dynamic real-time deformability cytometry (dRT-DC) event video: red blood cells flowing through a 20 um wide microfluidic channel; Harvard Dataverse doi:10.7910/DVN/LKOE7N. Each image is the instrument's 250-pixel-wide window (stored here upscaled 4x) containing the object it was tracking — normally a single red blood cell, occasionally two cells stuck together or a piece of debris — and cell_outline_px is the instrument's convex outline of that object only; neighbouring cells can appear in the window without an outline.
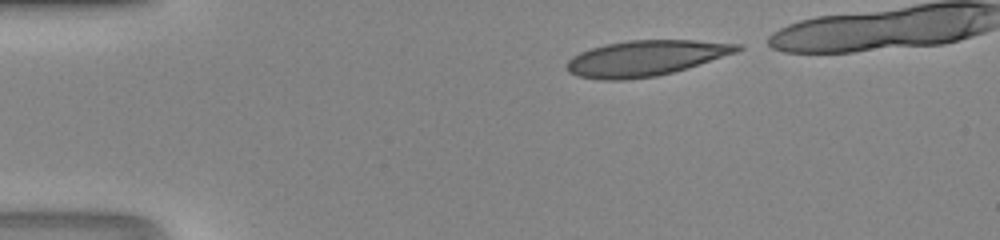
{"species": "human", "species_latin": "Homo sapiens", "temperature_condition": "room temperature", "stored_images_in_passage": 33, "camera_frame_rate_fps": 3000, "um_per_image_px": 0.085, "donor": {"sex": "male"}, "frame": {"image": 1, "passage_image": 1, "time_ms": 0.0, "image_size_px": [1000, 240], "cell_outline_px": [[744, 48], [736, 52], [688, 68], [656, 76], [620, 80], [604, 80], [576, 76], [568, 72], [568, 60], [572, 56], [580, 52], [604, 44], [628, 40], [692, 40], [744, 44]], "centroid_in_image_um": [54.88, 4.94], "position_along_channel_um": 30.1, "area_um2": 35.26}}
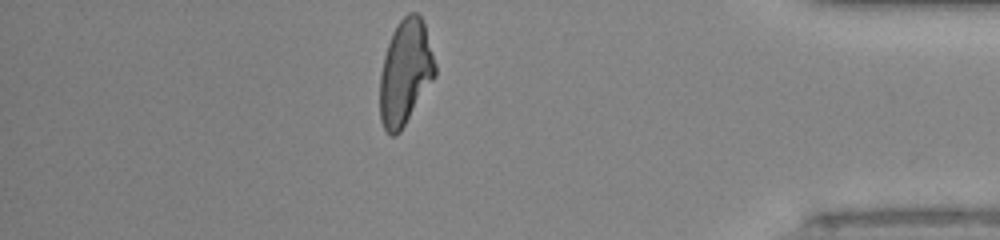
{"frame": {"image": 2, "passage_image": 33, "time_ms": 10.667, "image_size_px": [1000, 240], "cell_outline_px": [[436, 76], [400, 132], [396, 136], [392, 136], [384, 128], [380, 120], [380, 76], [384, 56], [392, 32], [396, 24], [408, 12], [416, 12], [424, 20], [436, 64]], "centroid_in_image_um": [34.46, 6.13], "position_along_channel_um": 400.7, "area_um2": 33.99}}